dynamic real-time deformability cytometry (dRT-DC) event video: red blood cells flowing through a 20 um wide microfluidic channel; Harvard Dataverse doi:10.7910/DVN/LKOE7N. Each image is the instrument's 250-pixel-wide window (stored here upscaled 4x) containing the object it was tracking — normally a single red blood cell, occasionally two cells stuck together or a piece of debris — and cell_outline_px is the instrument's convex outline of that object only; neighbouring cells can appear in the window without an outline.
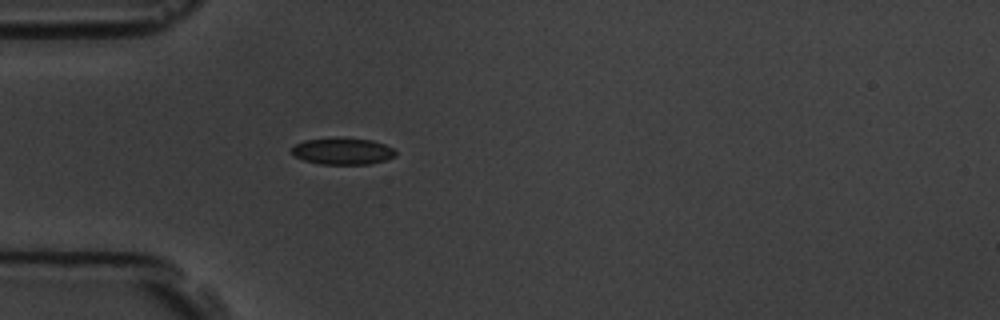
{"species": "common noctule bat (a hibernating species)", "species_latin": "Nyctalus noctula", "temperature_condition": "room temperature", "stored_images_in_passage": 5, "camera_frame_rate_fps": 3000, "um_per_image_px": 0.085, "animal": {"sex": "male", "body_mass_g": 19.5, "forearm_length_mm": 54.6}, "frame": {"image": 1, "passage_image": 5, "time_ms": 4.667, "image_size_px": [1000, 320], "cell_outline_px": [[396, 156], [388, 160], [368, 164], [320, 164], [304, 160], [296, 156], [292, 152], [292, 148], [296, 144], [304, 140], [336, 136], [372, 140], [384, 144], [392, 148], [396, 152]], "centroid_in_image_um": [29.14, 12.83], "position_along_channel_um": 55.9, "area_um2": 16.42}}